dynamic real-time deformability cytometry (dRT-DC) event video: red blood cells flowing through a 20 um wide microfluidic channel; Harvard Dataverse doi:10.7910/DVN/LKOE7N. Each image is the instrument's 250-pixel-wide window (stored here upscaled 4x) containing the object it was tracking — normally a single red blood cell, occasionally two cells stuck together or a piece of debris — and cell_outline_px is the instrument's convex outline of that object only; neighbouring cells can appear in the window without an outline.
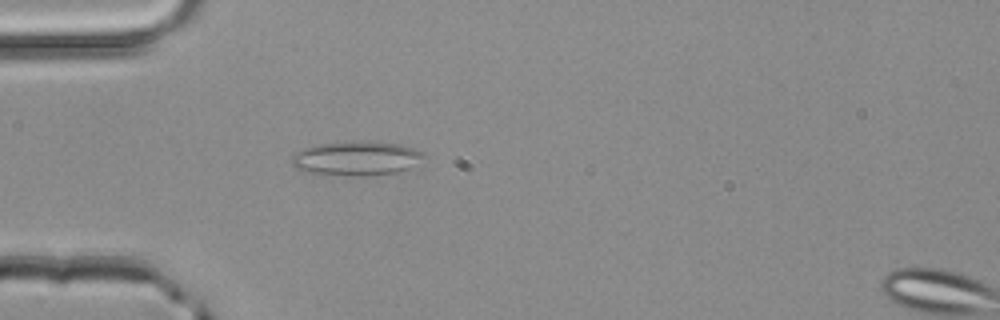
{"species": "common noctule bat (a hibernating species)", "species_latin": "Nyctalus noctula", "temperature_condition": "room temperature", "stored_images_in_passage": 2, "segment_of_instrument_passage": [1, 2], "camera_frame_rate_fps": 3000, "um_per_image_px": 0.085, "animal": {"sex": "male", "body_mass_g": 20.4}, "frame": {"image": 1, "passage_image": 1, "time_ms": 0.0, "image_size_px": [1000, 320], "cell_outline_px": [[428, 156], [408, 168], [396, 172], [360, 176], [344, 176], [308, 172], [296, 168], [292, 164], [292, 156], [300, 148], [316, 144], [352, 140], [368, 140], [400, 144], [424, 152]], "centroid_in_image_um": [30.28, 13.43], "position_along_channel_um": 54.7, "area_um2": 26.82}}